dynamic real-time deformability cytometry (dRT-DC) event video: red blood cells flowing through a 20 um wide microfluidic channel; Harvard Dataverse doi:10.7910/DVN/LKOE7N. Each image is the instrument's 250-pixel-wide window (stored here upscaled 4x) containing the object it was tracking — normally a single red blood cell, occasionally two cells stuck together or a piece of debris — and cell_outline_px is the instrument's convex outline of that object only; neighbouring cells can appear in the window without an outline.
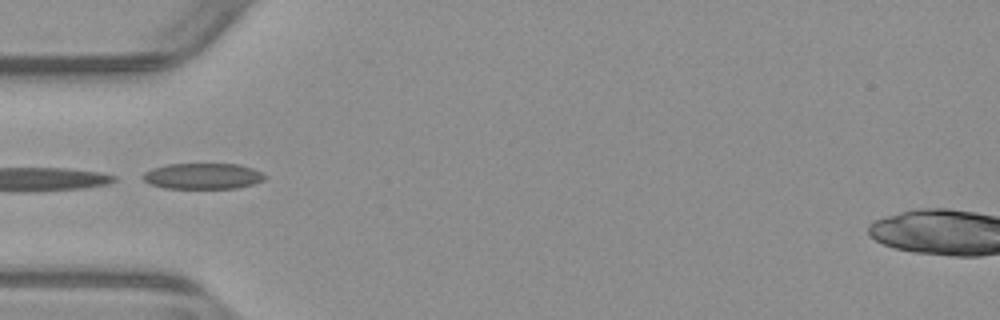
{"species": "common noctule bat (a hibernating species)", "species_latin": "Nyctalus noctula", "temperature_condition": "warm", "stored_images_in_passage": 17, "camera_frame_rate_fps": 3000, "um_per_image_px": 0.085, "animal": {"sex": "male", "body_mass_g": 23.1, "forearm_length_mm": 52.7}, "frame": {"image": 1, "passage_image": 1, "time_ms": 0.0, "image_size_px": [1000, 320], "cell_outline_px": [[264, 180], [252, 184], [236, 188], [164, 188], [152, 184], [144, 180], [140, 176], [144, 172], [152, 168], [168, 164], [240, 164], [252, 168], [260, 172], [264, 176]], "centroid_in_image_um": [17.2, 14.96], "position_along_channel_um": 67.8, "area_um2": 18.26}}